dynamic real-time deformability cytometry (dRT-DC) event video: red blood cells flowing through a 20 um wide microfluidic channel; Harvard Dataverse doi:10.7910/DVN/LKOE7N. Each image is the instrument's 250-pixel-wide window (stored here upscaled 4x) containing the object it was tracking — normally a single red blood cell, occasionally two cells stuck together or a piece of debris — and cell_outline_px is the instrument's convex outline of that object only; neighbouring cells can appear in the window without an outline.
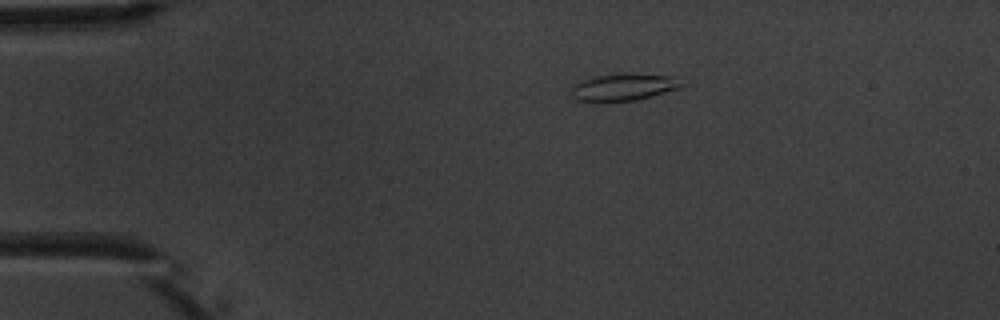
{"species": "common noctule bat (a hibernating species)", "species_latin": "Nyctalus noctula", "temperature_condition": "warm", "stored_images_in_passage": 9, "camera_frame_rate_fps": 3000, "um_per_image_px": 0.085, "animal": {"sex": "male", "body_mass_g": 20.1, "forearm_length_mm": 53.5}, "frame": {"image": 1, "passage_image": 1, "time_ms": 0.0, "image_size_px": [1000, 320], "cell_outline_px": [[684, 84], [680, 88], [652, 96], [636, 100], [596, 104], [572, 100], [572, 84], [580, 80], [592, 76], [672, 76]], "centroid_in_image_um": [52.85, 7.5], "position_along_channel_um": 32.2, "area_um2": 17.22}}
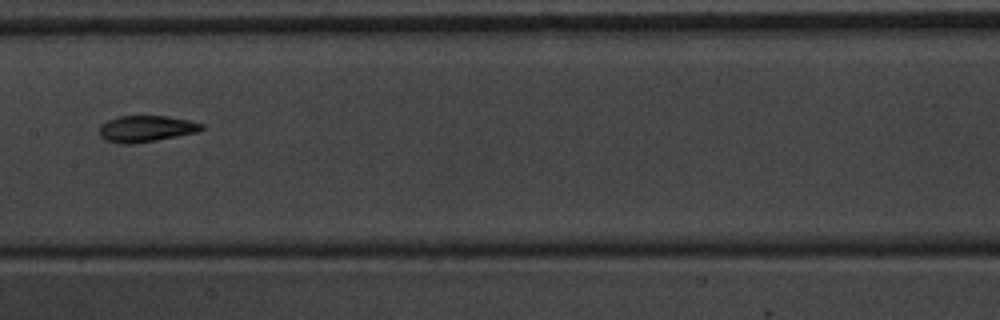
{"frame": {"image": 2, "passage_image": 6, "time_ms": 5.667, "image_size_px": [1000, 320], "cell_outline_px": [[204, 128], [196, 132], [136, 144], [120, 144], [108, 140], [100, 136], [100, 124], [108, 120], [120, 116], [168, 116], [188, 120], [204, 124]], "centroid_in_image_um": [12.41, 10.94], "position_along_channel_um": 195.0, "area_um2": 15.61}}
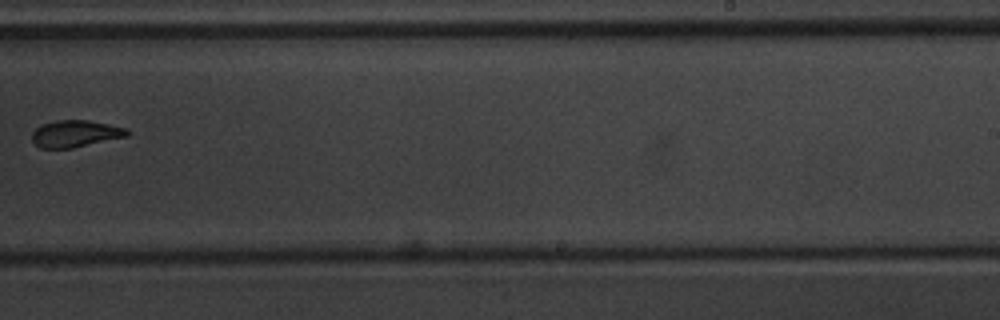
{"frame": {"image": 3, "passage_image": 8, "time_ms": 8.0, "image_size_px": [1000, 320], "cell_outline_px": [[128, 136], [72, 148], [40, 148], [32, 140], [32, 132], [40, 124], [56, 120], [88, 120], [128, 128]], "centroid_in_image_um": [6.39, 11.35], "position_along_channel_um": 282.6, "area_um2": 14.91}}